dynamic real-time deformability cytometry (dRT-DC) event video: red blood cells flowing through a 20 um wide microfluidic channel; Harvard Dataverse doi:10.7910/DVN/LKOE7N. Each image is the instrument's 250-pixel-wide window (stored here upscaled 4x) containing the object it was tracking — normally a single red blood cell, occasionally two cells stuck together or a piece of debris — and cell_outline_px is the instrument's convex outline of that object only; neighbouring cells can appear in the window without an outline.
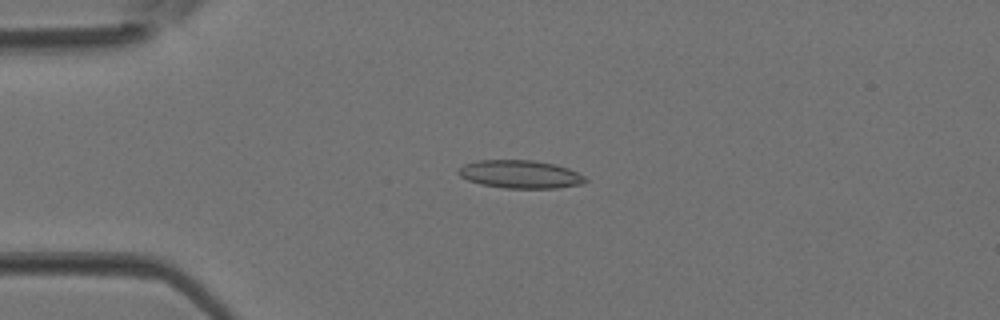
{"species": "Egyptian fruit bat (a non-hibernating species)", "species_latin": "Rousettus aegyptiacus", "temperature_condition": "room temperature", "stored_images_in_passage": 3, "camera_frame_rate_fps": 3000, "um_per_image_px": 0.085, "animal": {"sex": "female"}, "frame": {"image": 1, "passage_image": 2, "time_ms": 0.333, "image_size_px": [1000, 320], "cell_outline_px": [[588, 180], [584, 184], [556, 188], [504, 188], [480, 184], [468, 180], [460, 176], [456, 172], [464, 164], [476, 160], [532, 160], [556, 164], [568, 168], [584, 176]], "centroid_in_image_um": [44.22, 14.81], "position_along_channel_um": 40.8, "area_um2": 20.87}}